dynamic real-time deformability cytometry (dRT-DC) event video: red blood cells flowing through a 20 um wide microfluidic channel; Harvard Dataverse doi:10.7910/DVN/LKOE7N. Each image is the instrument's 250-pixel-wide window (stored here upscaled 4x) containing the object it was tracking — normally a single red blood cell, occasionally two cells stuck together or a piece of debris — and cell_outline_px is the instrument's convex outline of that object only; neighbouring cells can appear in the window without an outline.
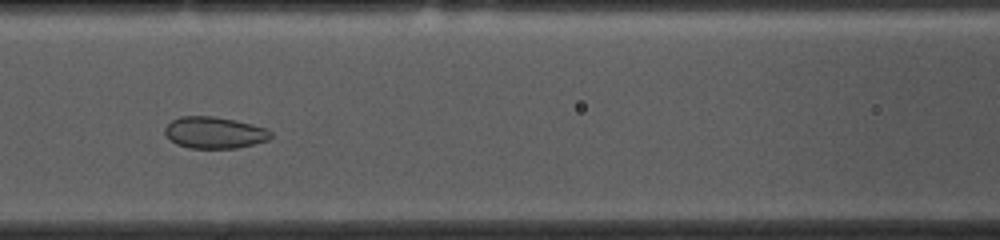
{"species": "common noctule bat (a hibernating species)", "species_latin": "Nyctalus noctula", "temperature_condition": "cold", "stored_images_in_passage": 40, "camera_frame_rate_fps": 3000, "um_per_image_px": 0.085, "animal": {"sex": "female", "body_mass_g": 10.0, "forearm_length_mm": 53.1}, "frame": {"image": 1, "passage_image": 9, "time_ms": 2.667, "image_size_px": [1000, 240], "cell_outline_px": [[272, 136], [268, 140], [236, 148], [188, 148], [176, 144], [164, 132], [164, 128], [172, 120], [180, 116], [212, 116], [236, 120], [268, 128], [272, 132]], "centroid_in_image_um": [18.24, 11.26], "position_along_channel_um": 148.4, "area_um2": 19.54}}
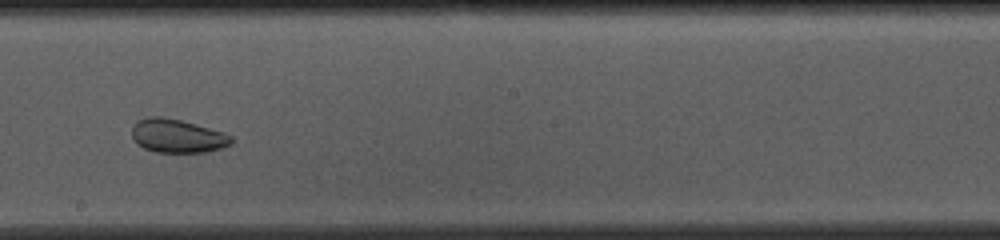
{"frame": {"image": 2, "passage_image": 16, "time_ms": 5.0, "image_size_px": [1000, 240], "cell_outline_px": [[236, 140], [232, 144], [220, 148], [204, 152], [156, 152], [144, 148], [136, 144], [132, 136], [132, 124], [136, 120], [148, 116], [164, 116], [196, 124], [224, 132], [232, 136]], "centroid_in_image_um": [15.06, 11.54], "position_along_channel_um": 233.1, "area_um2": 19.77}}
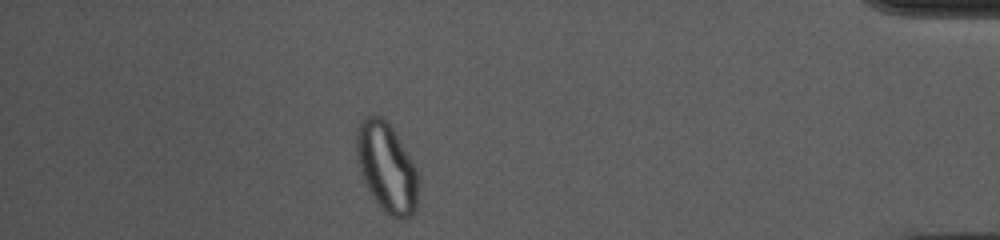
{"frame": {"image": 3, "passage_image": 34, "time_ms": 11.0, "image_size_px": [1000, 240], "cell_outline_px": [[416, 208], [412, 216], [404, 220], [400, 220], [392, 216], [372, 196], [364, 184], [360, 172], [356, 156], [356, 128], [364, 116], [376, 112], [396, 132], [416, 168]], "centroid_in_image_um": [32.82, 14.18], "position_along_channel_um": 402.4, "area_um2": 32.08}}